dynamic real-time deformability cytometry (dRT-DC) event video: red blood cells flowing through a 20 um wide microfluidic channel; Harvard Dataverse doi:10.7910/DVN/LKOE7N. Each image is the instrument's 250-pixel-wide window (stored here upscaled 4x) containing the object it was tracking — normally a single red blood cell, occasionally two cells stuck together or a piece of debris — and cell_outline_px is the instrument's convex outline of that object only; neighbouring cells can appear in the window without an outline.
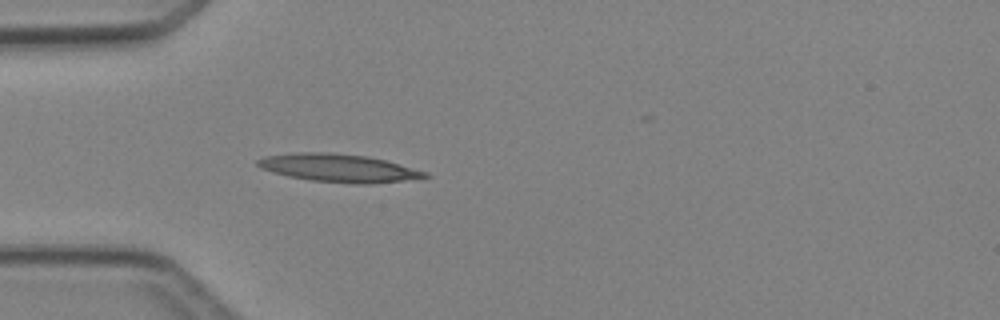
{"species": "Egyptian fruit bat (a non-hibernating species)", "species_latin": "Rousettus aegyptiacus", "temperature_condition": "cold", "stored_images_in_passage": 3, "camera_frame_rate_fps": 3000, "um_per_image_px": 0.085, "animal": {"sex": "female"}, "frame": {"image": 1, "passage_image": 3, "time_ms": 2.333, "image_size_px": [1000, 320], "cell_outline_px": [[432, 176], [404, 180], [368, 184], [352, 184], [312, 180], [288, 176], [272, 172], [256, 164], [256, 160], [264, 156], [296, 152], [324, 152], [368, 156], [384, 160], [428, 172]], "centroid_in_image_um": [28.78, 14.28], "position_along_channel_um": 56.2, "area_um2": 27.11}}